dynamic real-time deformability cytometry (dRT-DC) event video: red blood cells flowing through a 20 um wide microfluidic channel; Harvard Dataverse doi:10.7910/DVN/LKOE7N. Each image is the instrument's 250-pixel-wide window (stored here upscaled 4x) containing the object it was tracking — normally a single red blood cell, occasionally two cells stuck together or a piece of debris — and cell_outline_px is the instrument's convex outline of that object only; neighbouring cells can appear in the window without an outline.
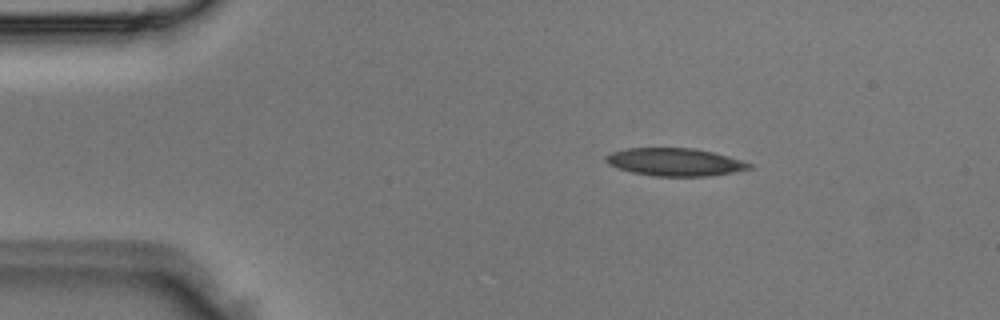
{"species": "Egyptian fruit bat (a non-hibernating species)", "species_latin": "Rousettus aegyptiacus", "temperature_condition": "room temperature", "stored_images_in_passage": 3, "camera_frame_rate_fps": 3000, "um_per_image_px": 0.085, "animal": {"sex": "male"}, "frame": {"image": 1, "passage_image": 2, "time_ms": 0.333, "image_size_px": [1000, 320], "cell_outline_px": [[752, 168], [732, 172], [708, 176], [652, 176], [632, 172], [608, 164], [604, 160], [604, 156], [612, 152], [628, 148], [692, 148], [712, 152], [728, 156], [752, 164]], "centroid_in_image_um": [57.34, 13.77], "position_along_channel_um": 27.7, "area_um2": 23.0}}